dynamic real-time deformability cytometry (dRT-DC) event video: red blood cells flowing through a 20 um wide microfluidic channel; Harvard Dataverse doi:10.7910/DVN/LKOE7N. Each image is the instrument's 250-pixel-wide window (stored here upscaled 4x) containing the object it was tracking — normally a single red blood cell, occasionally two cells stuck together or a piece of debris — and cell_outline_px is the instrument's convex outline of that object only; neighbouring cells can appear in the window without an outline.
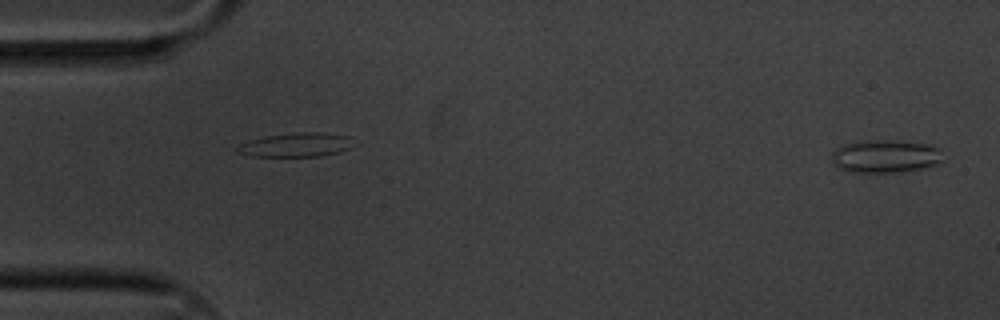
{"species": "common noctule bat (a hibernating species)", "species_latin": "Nyctalus noctula", "temperature_condition": "cold", "stored_images_in_passage": 6, "segment_of_instrument_passage": [2, 2], "camera_frame_rate_fps": 3000, "um_per_image_px": 0.085, "animal": {"sex": "male", "body_mass_g": 20.1, "forearm_length_mm": 53.5}, "frame": {"image": 1, "passage_image": 6, "time_ms": 1.667, "image_size_px": [1000, 320], "cell_outline_px": [[944, 160], [936, 164], [924, 168], [900, 172], [852, 172], [840, 168], [832, 164], [832, 152], [836, 148], [844, 144], [868, 140], [896, 140], [928, 144], [940, 148]], "centroid_in_image_um": [75.28, 13.28], "position_along_channel_um": 9.7, "area_um2": 21.56}}